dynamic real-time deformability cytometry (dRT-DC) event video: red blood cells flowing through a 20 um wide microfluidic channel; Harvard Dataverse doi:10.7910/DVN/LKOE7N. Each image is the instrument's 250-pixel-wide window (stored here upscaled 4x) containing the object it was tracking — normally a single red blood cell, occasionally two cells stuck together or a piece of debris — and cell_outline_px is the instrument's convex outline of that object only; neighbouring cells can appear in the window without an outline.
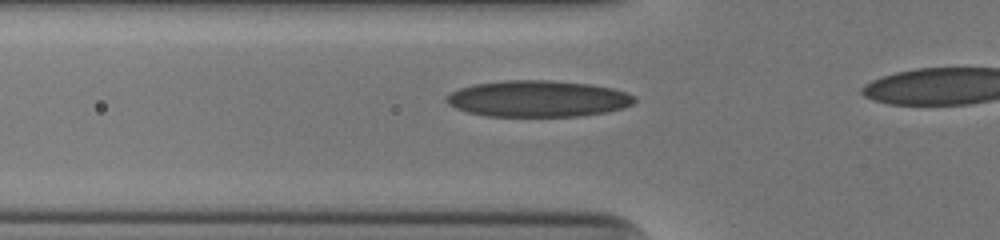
{"species": "human", "species_latin": "Homo sapiens", "temperature_condition": "cold", "stored_images_in_passage": 28, "camera_frame_rate_fps": 3000, "um_per_image_px": 0.085, "donor": {"sex": "male"}, "frame": {"image": 1, "passage_image": 4, "time_ms": 1.0, "image_size_px": [1000, 240], "cell_outline_px": [[636, 100], [632, 104], [620, 108], [604, 112], [576, 116], [488, 116], [468, 112], [456, 108], [448, 104], [444, 100], [452, 92], [460, 88], [476, 84], [504, 80], [548, 80], [588, 84], [612, 88], [636, 96]], "centroid_in_image_um": [45.7, 8.39], "position_along_channel_um": 80.1, "area_um2": 39.48}}
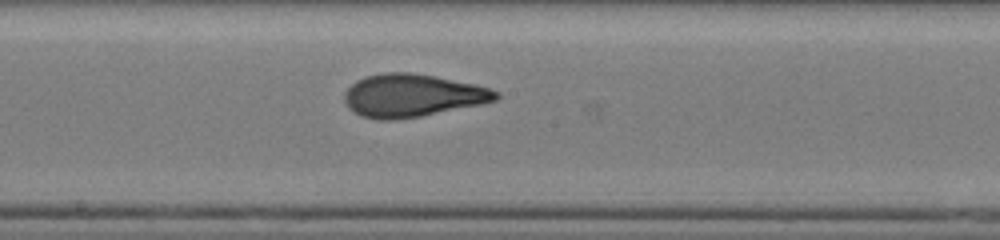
{"frame": {"image": 2, "passage_image": 14, "time_ms": 4.333, "image_size_px": [1000, 240], "cell_outline_px": [[500, 96], [496, 100], [480, 104], [420, 116], [396, 120], [376, 120], [364, 116], [348, 108], [344, 100], [344, 92], [356, 80], [368, 76], [384, 72], [412, 72], [476, 84], [500, 92]], "centroid_in_image_um": [35.04, 8.11], "position_along_channel_um": 213.2, "area_um2": 37.63}}
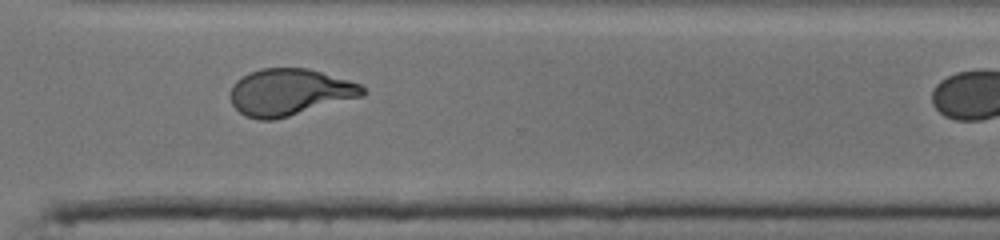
{"frame": {"image": 3, "passage_image": 24, "time_ms": 7.667, "image_size_px": [1000, 240], "cell_outline_px": [[368, 92], [364, 96], [288, 116], [272, 120], [260, 120], [244, 116], [232, 104], [232, 84], [236, 80], [248, 72], [260, 68], [308, 68], [348, 80], [360, 84]], "centroid_in_image_um": [24.62, 7.83], "position_along_channel_um": 346.0, "area_um2": 35.95}}